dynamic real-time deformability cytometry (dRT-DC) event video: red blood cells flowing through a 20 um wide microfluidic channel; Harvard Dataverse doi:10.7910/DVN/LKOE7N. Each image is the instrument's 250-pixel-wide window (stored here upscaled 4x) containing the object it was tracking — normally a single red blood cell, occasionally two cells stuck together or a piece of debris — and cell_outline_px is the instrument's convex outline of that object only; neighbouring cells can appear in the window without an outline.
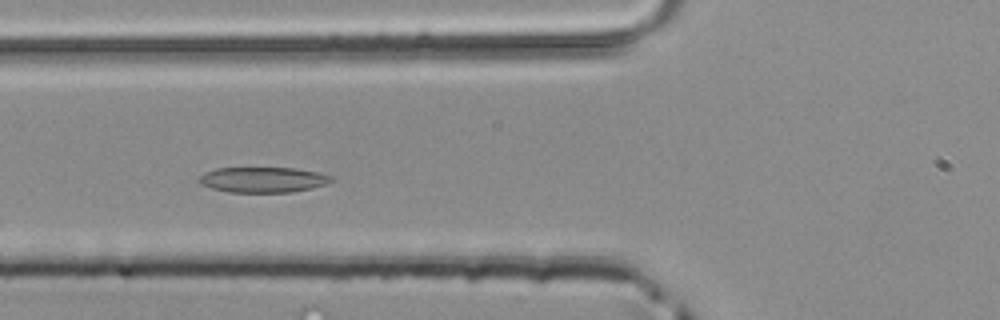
{"species": "common noctule bat (a hibernating species)", "species_latin": "Nyctalus noctula", "temperature_condition": "room temperature", "stored_images_in_passage": 42, "camera_frame_rate_fps": 3000, "um_per_image_px": 0.085, "animal": {"sex": "male", "body_mass_g": 20.4}, "frame": {"image": 1, "passage_image": 12, "time_ms": 3.667, "image_size_px": [1000, 320], "cell_outline_px": [[332, 180], [324, 184], [312, 188], [292, 192], [228, 192], [212, 188], [200, 184], [196, 180], [204, 172], [216, 168], [296, 168], [316, 172], [332, 176]], "centroid_in_image_um": [22.3, 15.27], "position_along_channel_um": 103.5, "area_um2": 19.54}}
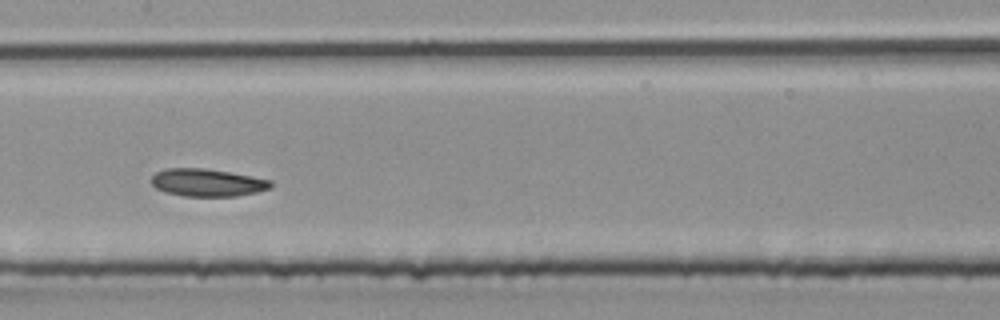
{"frame": {"image": 2, "passage_image": 18, "time_ms": 5.667, "image_size_px": [1000, 320], "cell_outline_px": [[272, 188], [256, 192], [236, 196], [184, 196], [164, 192], [156, 188], [152, 184], [152, 176], [156, 172], [164, 168], [204, 168], [252, 176], [272, 180]], "centroid_in_image_um": [17.62, 15.52], "position_along_channel_um": 189.8, "area_um2": 19.25}}
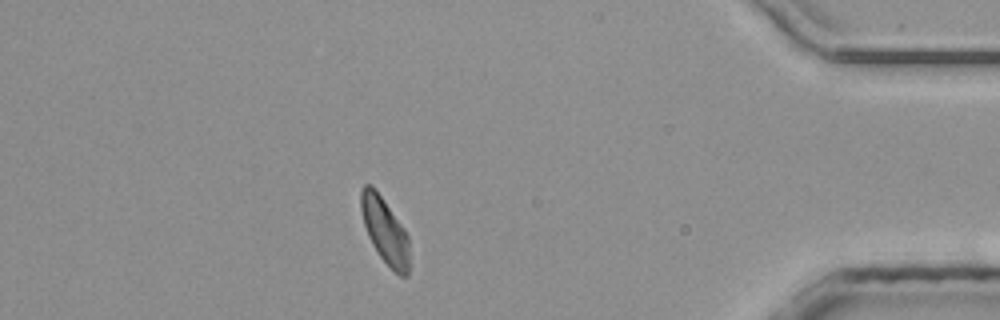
{"frame": {"image": 3, "passage_image": 36, "time_ms": 11.667, "image_size_px": [1000, 320], "cell_outline_px": [[408, 276], [400, 276], [392, 272], [380, 256], [372, 244], [368, 236], [364, 224], [360, 208], [360, 188], [364, 184], [372, 184], [376, 188], [404, 228], [408, 236]], "centroid_in_image_um": [32.69, 19.57], "position_along_channel_um": 402.5, "area_um2": 18.79}}